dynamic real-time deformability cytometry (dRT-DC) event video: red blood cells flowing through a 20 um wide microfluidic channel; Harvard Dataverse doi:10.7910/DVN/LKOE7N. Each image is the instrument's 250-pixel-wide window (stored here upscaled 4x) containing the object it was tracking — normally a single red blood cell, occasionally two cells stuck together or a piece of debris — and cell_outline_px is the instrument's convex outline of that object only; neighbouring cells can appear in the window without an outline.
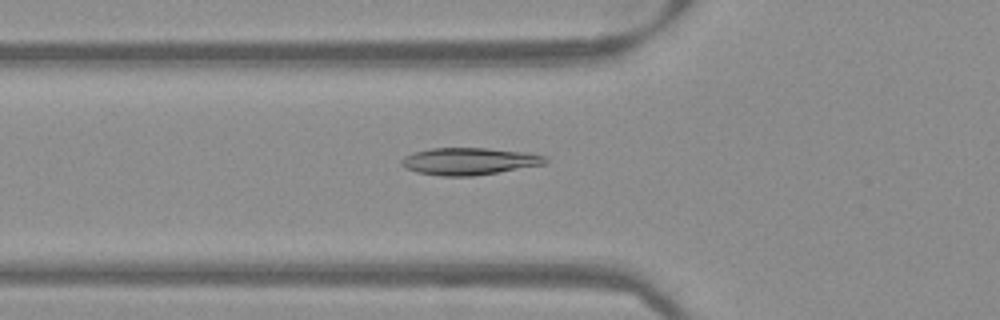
{"species": "Egyptian fruit bat (a non-hibernating species)", "species_latin": "Rousettus aegyptiacus", "temperature_condition": "warm", "stored_images_in_passage": 51, "camera_frame_rate_fps": 3000, "um_per_image_px": 0.085, "frame": {"image": 1, "passage_image": 18, "time_ms": 5.667, "image_size_px": [1000, 320], "cell_outline_px": [[548, 160], [544, 164], [472, 176], [440, 176], [416, 172], [400, 164], [400, 160], [404, 156], [416, 152], [432, 148], [488, 148], [528, 152], [544, 156]], "centroid_in_image_um": [39.86, 13.7], "position_along_channel_um": 85.9, "area_um2": 22.54}}
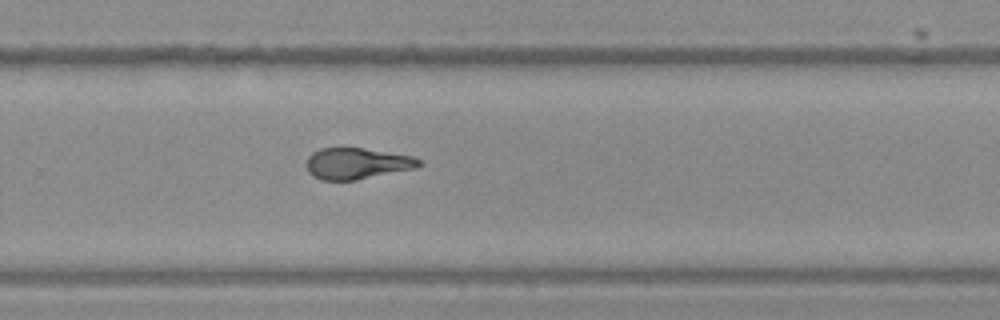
{"frame": {"image": 2, "passage_image": 34, "time_ms": 11.0, "image_size_px": [1000, 320], "cell_outline_px": [[424, 164], [416, 168], [356, 180], [320, 180], [312, 176], [308, 172], [308, 156], [312, 152], [320, 148], [364, 148], [412, 156], [420, 160]], "centroid_in_image_um": [30.35, 13.9], "position_along_channel_um": 299.5, "area_um2": 20.46}}
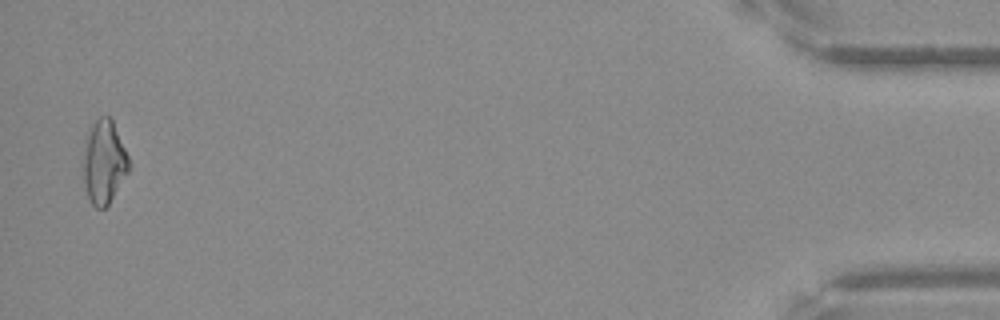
{"frame": {"image": 3, "passage_image": 50, "time_ms": 16.333, "image_size_px": [1000, 320], "cell_outline_px": [[132, 168], [108, 204], [104, 208], [96, 208], [92, 204], [88, 196], [84, 180], [84, 148], [88, 132], [92, 124], [100, 116], [108, 116], [112, 120], [132, 164]], "centroid_in_image_um": [8.88, 13.78], "position_along_channel_um": 426.3, "area_um2": 22.08}}